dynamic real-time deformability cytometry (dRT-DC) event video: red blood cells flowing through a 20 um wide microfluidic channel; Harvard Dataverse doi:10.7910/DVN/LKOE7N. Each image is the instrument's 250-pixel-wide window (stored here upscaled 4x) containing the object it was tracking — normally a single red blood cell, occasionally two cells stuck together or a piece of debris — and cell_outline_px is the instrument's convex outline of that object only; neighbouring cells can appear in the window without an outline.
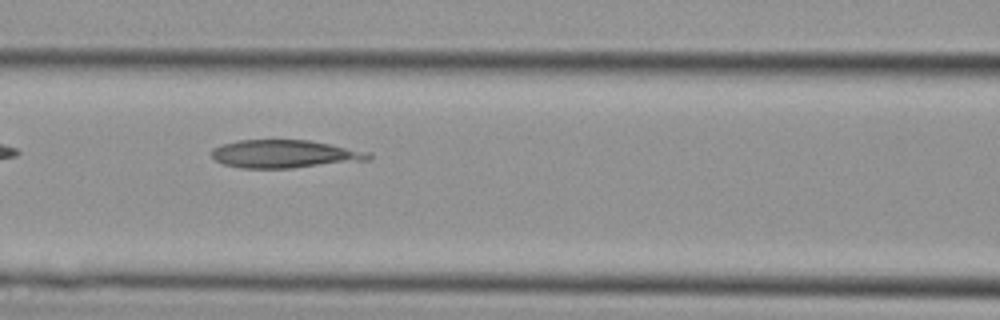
{"species": "Egyptian fruit bat (a non-hibernating species)", "species_latin": "Rousettus aegyptiacus", "temperature_condition": "cold", "stored_images_in_passage": 28, "camera_frame_rate_fps": 3000, "um_per_image_px": 0.085, "animal": {"sex": "female"}, "frame": {"image": 1, "passage_image": 12, "time_ms": 3.667, "image_size_px": [1000, 320], "cell_outline_px": [[372, 156], [368, 160], [292, 168], [244, 168], [224, 164], [216, 160], [212, 156], [212, 148], [224, 144], [240, 140], [308, 140], [372, 152]], "centroid_in_image_um": [24.23, 13.09], "position_along_channel_um": 142.4, "area_um2": 25.43}}
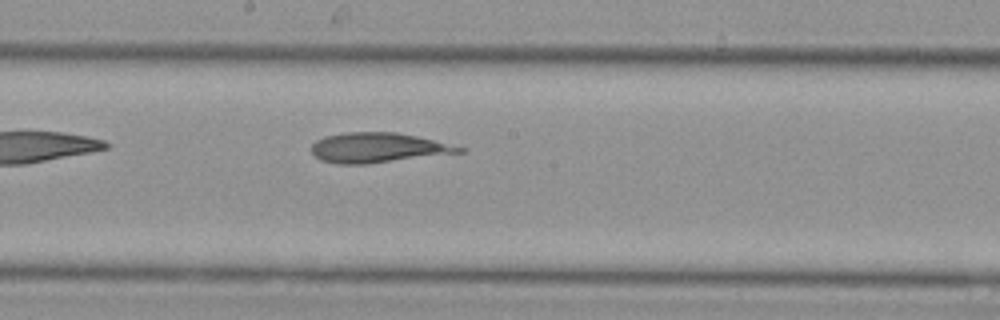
{"frame": {"image": 2, "passage_image": 16, "time_ms": 5.0, "image_size_px": [1000, 320], "cell_outline_px": [[464, 152], [368, 164], [336, 164], [320, 160], [312, 152], [312, 144], [316, 140], [324, 136], [344, 132], [396, 132], [416, 136], [464, 148]], "centroid_in_image_um": [32.06, 12.56], "position_along_channel_um": 216.1, "area_um2": 25.61}}
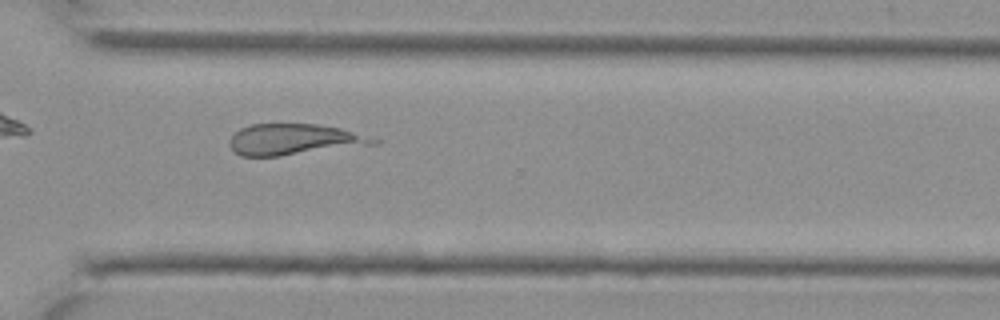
{"frame": {"image": 3, "passage_image": 23, "time_ms": 7.333, "image_size_px": [1000, 320], "cell_outline_px": [[380, 144], [280, 156], [240, 156], [228, 144], [228, 140], [240, 128], [252, 124], [316, 124], [340, 128], [380, 140]], "centroid_in_image_um": [25.0, 11.86], "position_along_channel_um": 345.6, "area_um2": 26.01}}